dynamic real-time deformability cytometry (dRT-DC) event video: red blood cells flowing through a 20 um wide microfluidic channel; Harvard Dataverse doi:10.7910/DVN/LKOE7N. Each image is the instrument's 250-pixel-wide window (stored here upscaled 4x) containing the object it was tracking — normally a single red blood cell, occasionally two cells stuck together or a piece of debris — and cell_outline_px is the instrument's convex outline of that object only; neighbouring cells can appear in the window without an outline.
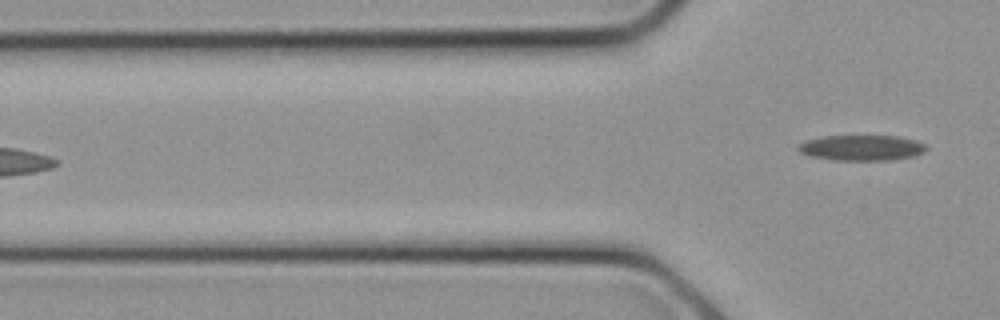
{"species": "common noctule bat (a hibernating species)", "species_latin": "Nyctalus noctula", "temperature_condition": "cold", "stored_images_in_passage": 11, "segment_of_instrument_passage": [2, 2], "camera_frame_rate_fps": 3000, "um_per_image_px": 0.085, "animal": {"sex": "female", "body_mass_g": 21.9}, "frame": {"image": 1, "passage_image": 11, "time_ms": 3.333, "image_size_px": [1000, 320], "cell_outline_px": [[928, 148], [924, 152], [916, 156], [888, 160], [832, 160], [812, 156], [800, 152], [796, 148], [796, 144], [808, 140], [824, 136], [900, 136], [916, 140], [928, 144]], "centroid_in_image_um": [73.29, 12.56], "position_along_channel_um": 52.5, "area_um2": 19.25}}